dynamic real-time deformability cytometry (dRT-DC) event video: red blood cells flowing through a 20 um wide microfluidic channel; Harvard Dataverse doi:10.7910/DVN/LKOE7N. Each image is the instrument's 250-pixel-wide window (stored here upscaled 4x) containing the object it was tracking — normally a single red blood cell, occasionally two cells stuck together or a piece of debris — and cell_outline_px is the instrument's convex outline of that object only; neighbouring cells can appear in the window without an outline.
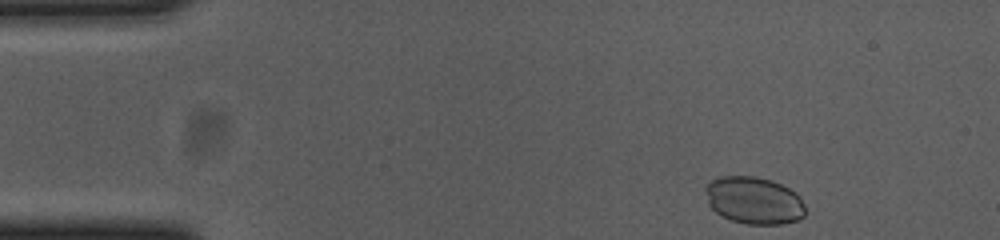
{"species": "common noctule bat (a hibernating species)", "species_latin": "Nyctalus noctula", "temperature_condition": "cold", "stored_images_in_passage": 46, "camera_frame_rate_fps": 3000, "um_per_image_px": 0.085, "animal": {"sex": "female", "body_mass_g": 23.0, "forearm_length_mm": 53.4}, "frame": {"image": 1, "passage_image": 1, "time_ms": 0.0, "image_size_px": [1000, 240], "cell_outline_px": [[804, 216], [796, 220], [780, 224], [748, 224], [732, 220], [716, 212], [708, 204], [704, 188], [712, 180], [720, 176], [756, 176], [772, 180], [796, 192], [800, 196], [804, 204]], "centroid_in_image_um": [64.08, 17.02], "position_along_channel_um": 20.9, "area_um2": 27.46}}
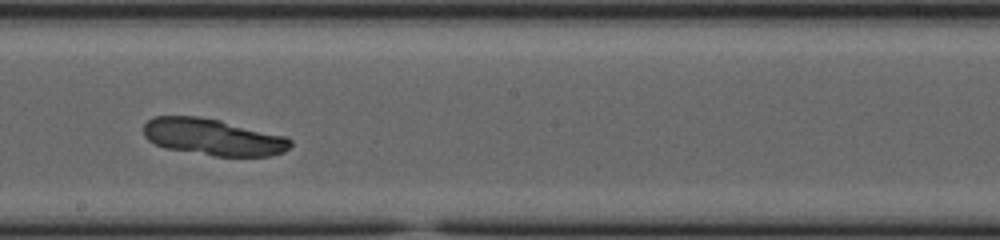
{"frame": {"image": 2, "passage_image": 25, "time_ms": 8.0, "image_size_px": [1000, 240], "cell_outline_px": [[292, 144], [284, 152], [268, 156], [216, 156], [168, 148], [156, 144], [148, 140], [144, 136], [144, 124], [152, 116], [196, 116], [220, 120], [284, 136], [292, 140]], "centroid_in_image_um": [18.1, 11.64], "position_along_channel_um": 230.1, "area_um2": 31.1}}
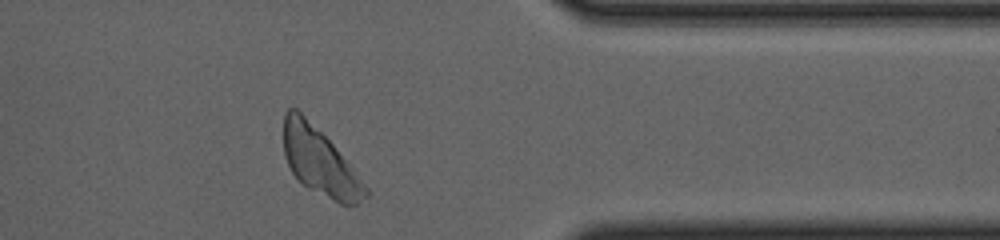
{"frame": {"image": 3, "passage_image": 39, "time_ms": 12.667, "image_size_px": [1000, 240], "cell_outline_px": [[368, 196], [356, 204], [340, 204], [308, 188], [292, 172], [284, 156], [284, 112], [288, 108], [296, 108], [332, 144], [368, 188]], "centroid_in_image_um": [27.16, 13.75], "position_along_channel_um": 384.2, "area_um2": 31.15}}